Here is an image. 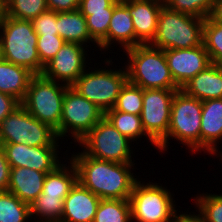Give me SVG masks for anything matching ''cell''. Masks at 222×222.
Wrapping results in <instances>:
<instances>
[{"label":"cell","instance_id":"2","mask_svg":"<svg viewBox=\"0 0 222 222\" xmlns=\"http://www.w3.org/2000/svg\"><path fill=\"white\" fill-rule=\"evenodd\" d=\"M38 35L31 21L2 14L0 19V58L42 74L44 65L37 52Z\"/></svg>","mask_w":222,"mask_h":222},{"label":"cell","instance_id":"40","mask_svg":"<svg viewBox=\"0 0 222 222\" xmlns=\"http://www.w3.org/2000/svg\"><path fill=\"white\" fill-rule=\"evenodd\" d=\"M10 169L4 149L0 145V191H8Z\"/></svg>","mask_w":222,"mask_h":222},{"label":"cell","instance_id":"37","mask_svg":"<svg viewBox=\"0 0 222 222\" xmlns=\"http://www.w3.org/2000/svg\"><path fill=\"white\" fill-rule=\"evenodd\" d=\"M118 0H81L79 10L84 17L113 9Z\"/></svg>","mask_w":222,"mask_h":222},{"label":"cell","instance_id":"11","mask_svg":"<svg viewBox=\"0 0 222 222\" xmlns=\"http://www.w3.org/2000/svg\"><path fill=\"white\" fill-rule=\"evenodd\" d=\"M103 117L100 108L68 86L63 97L60 139L69 132L78 143Z\"/></svg>","mask_w":222,"mask_h":222},{"label":"cell","instance_id":"38","mask_svg":"<svg viewBox=\"0 0 222 222\" xmlns=\"http://www.w3.org/2000/svg\"><path fill=\"white\" fill-rule=\"evenodd\" d=\"M48 10L54 12H69L79 9L81 0H46Z\"/></svg>","mask_w":222,"mask_h":222},{"label":"cell","instance_id":"7","mask_svg":"<svg viewBox=\"0 0 222 222\" xmlns=\"http://www.w3.org/2000/svg\"><path fill=\"white\" fill-rule=\"evenodd\" d=\"M170 190L158 183L135 182L129 201L131 221L137 222H178L175 201ZM174 202V203H173Z\"/></svg>","mask_w":222,"mask_h":222},{"label":"cell","instance_id":"10","mask_svg":"<svg viewBox=\"0 0 222 222\" xmlns=\"http://www.w3.org/2000/svg\"><path fill=\"white\" fill-rule=\"evenodd\" d=\"M130 142L132 143L103 117L77 145L84 148V154L99 160L134 163Z\"/></svg>","mask_w":222,"mask_h":222},{"label":"cell","instance_id":"30","mask_svg":"<svg viewBox=\"0 0 222 222\" xmlns=\"http://www.w3.org/2000/svg\"><path fill=\"white\" fill-rule=\"evenodd\" d=\"M143 107V89L129 81L122 87L114 110L140 115Z\"/></svg>","mask_w":222,"mask_h":222},{"label":"cell","instance_id":"41","mask_svg":"<svg viewBox=\"0 0 222 222\" xmlns=\"http://www.w3.org/2000/svg\"><path fill=\"white\" fill-rule=\"evenodd\" d=\"M209 17L213 21L222 24V0H214L213 8Z\"/></svg>","mask_w":222,"mask_h":222},{"label":"cell","instance_id":"9","mask_svg":"<svg viewBox=\"0 0 222 222\" xmlns=\"http://www.w3.org/2000/svg\"><path fill=\"white\" fill-rule=\"evenodd\" d=\"M56 130L37 120L21 104L0 123V143L59 146Z\"/></svg>","mask_w":222,"mask_h":222},{"label":"cell","instance_id":"4","mask_svg":"<svg viewBox=\"0 0 222 222\" xmlns=\"http://www.w3.org/2000/svg\"><path fill=\"white\" fill-rule=\"evenodd\" d=\"M205 19L162 6L151 46L162 50L189 49L203 44Z\"/></svg>","mask_w":222,"mask_h":222},{"label":"cell","instance_id":"42","mask_svg":"<svg viewBox=\"0 0 222 222\" xmlns=\"http://www.w3.org/2000/svg\"><path fill=\"white\" fill-rule=\"evenodd\" d=\"M178 222H206V221L197 214H194V213L193 214H191V213L181 214V212H180V218H179Z\"/></svg>","mask_w":222,"mask_h":222},{"label":"cell","instance_id":"5","mask_svg":"<svg viewBox=\"0 0 222 222\" xmlns=\"http://www.w3.org/2000/svg\"><path fill=\"white\" fill-rule=\"evenodd\" d=\"M202 101L187 95L182 89L172 99L169 130L167 136L157 145L160 152L167 151L168 140L174 138L187 145L193 152L200 151Z\"/></svg>","mask_w":222,"mask_h":222},{"label":"cell","instance_id":"34","mask_svg":"<svg viewBox=\"0 0 222 222\" xmlns=\"http://www.w3.org/2000/svg\"><path fill=\"white\" fill-rule=\"evenodd\" d=\"M170 9L205 19L210 16L214 0H163Z\"/></svg>","mask_w":222,"mask_h":222},{"label":"cell","instance_id":"17","mask_svg":"<svg viewBox=\"0 0 222 222\" xmlns=\"http://www.w3.org/2000/svg\"><path fill=\"white\" fill-rule=\"evenodd\" d=\"M100 198L77 182L63 201L59 222H93Z\"/></svg>","mask_w":222,"mask_h":222},{"label":"cell","instance_id":"15","mask_svg":"<svg viewBox=\"0 0 222 222\" xmlns=\"http://www.w3.org/2000/svg\"><path fill=\"white\" fill-rule=\"evenodd\" d=\"M164 52L171 76L180 89L212 64L204 44L189 49H168Z\"/></svg>","mask_w":222,"mask_h":222},{"label":"cell","instance_id":"36","mask_svg":"<svg viewBox=\"0 0 222 222\" xmlns=\"http://www.w3.org/2000/svg\"><path fill=\"white\" fill-rule=\"evenodd\" d=\"M31 22L37 35H59L57 12L47 10Z\"/></svg>","mask_w":222,"mask_h":222},{"label":"cell","instance_id":"26","mask_svg":"<svg viewBox=\"0 0 222 222\" xmlns=\"http://www.w3.org/2000/svg\"><path fill=\"white\" fill-rule=\"evenodd\" d=\"M93 222H132L129 199H101Z\"/></svg>","mask_w":222,"mask_h":222},{"label":"cell","instance_id":"31","mask_svg":"<svg viewBox=\"0 0 222 222\" xmlns=\"http://www.w3.org/2000/svg\"><path fill=\"white\" fill-rule=\"evenodd\" d=\"M203 44L209 54L211 63L222 59V24L205 18L203 25Z\"/></svg>","mask_w":222,"mask_h":222},{"label":"cell","instance_id":"20","mask_svg":"<svg viewBox=\"0 0 222 222\" xmlns=\"http://www.w3.org/2000/svg\"><path fill=\"white\" fill-rule=\"evenodd\" d=\"M46 175L26 167L11 168L8 191L30 205L42 193Z\"/></svg>","mask_w":222,"mask_h":222},{"label":"cell","instance_id":"12","mask_svg":"<svg viewBox=\"0 0 222 222\" xmlns=\"http://www.w3.org/2000/svg\"><path fill=\"white\" fill-rule=\"evenodd\" d=\"M177 90L143 89L142 126L157 145L167 136L172 99Z\"/></svg>","mask_w":222,"mask_h":222},{"label":"cell","instance_id":"25","mask_svg":"<svg viewBox=\"0 0 222 222\" xmlns=\"http://www.w3.org/2000/svg\"><path fill=\"white\" fill-rule=\"evenodd\" d=\"M104 117L129 140L136 141L142 136H147L146 139L149 138V142L157 147V144L145 133L140 115L120 112L112 108L104 113Z\"/></svg>","mask_w":222,"mask_h":222},{"label":"cell","instance_id":"6","mask_svg":"<svg viewBox=\"0 0 222 222\" xmlns=\"http://www.w3.org/2000/svg\"><path fill=\"white\" fill-rule=\"evenodd\" d=\"M67 85L36 74L31 77L21 105L37 120L51 126L60 138L63 97Z\"/></svg>","mask_w":222,"mask_h":222},{"label":"cell","instance_id":"1","mask_svg":"<svg viewBox=\"0 0 222 222\" xmlns=\"http://www.w3.org/2000/svg\"><path fill=\"white\" fill-rule=\"evenodd\" d=\"M78 182L100 199H129L137 177L131 173L135 163H117L87 156L82 151L69 157Z\"/></svg>","mask_w":222,"mask_h":222},{"label":"cell","instance_id":"8","mask_svg":"<svg viewBox=\"0 0 222 222\" xmlns=\"http://www.w3.org/2000/svg\"><path fill=\"white\" fill-rule=\"evenodd\" d=\"M105 68V69H104ZM102 67L89 71L86 69L72 87L94 103L103 113L112 109L122 87L128 81L127 69ZM107 68V69H106Z\"/></svg>","mask_w":222,"mask_h":222},{"label":"cell","instance_id":"28","mask_svg":"<svg viewBox=\"0 0 222 222\" xmlns=\"http://www.w3.org/2000/svg\"><path fill=\"white\" fill-rule=\"evenodd\" d=\"M30 205L9 191H0V222H27Z\"/></svg>","mask_w":222,"mask_h":222},{"label":"cell","instance_id":"33","mask_svg":"<svg viewBox=\"0 0 222 222\" xmlns=\"http://www.w3.org/2000/svg\"><path fill=\"white\" fill-rule=\"evenodd\" d=\"M199 216L206 222H222V194H198L194 198Z\"/></svg>","mask_w":222,"mask_h":222},{"label":"cell","instance_id":"44","mask_svg":"<svg viewBox=\"0 0 222 222\" xmlns=\"http://www.w3.org/2000/svg\"><path fill=\"white\" fill-rule=\"evenodd\" d=\"M3 14V0H0V19Z\"/></svg>","mask_w":222,"mask_h":222},{"label":"cell","instance_id":"19","mask_svg":"<svg viewBox=\"0 0 222 222\" xmlns=\"http://www.w3.org/2000/svg\"><path fill=\"white\" fill-rule=\"evenodd\" d=\"M112 43L120 44L122 50L135 47V29L128 0H118L114 5L107 33V50H110L108 48L112 47Z\"/></svg>","mask_w":222,"mask_h":222},{"label":"cell","instance_id":"16","mask_svg":"<svg viewBox=\"0 0 222 222\" xmlns=\"http://www.w3.org/2000/svg\"><path fill=\"white\" fill-rule=\"evenodd\" d=\"M163 0H128V10L135 29V47L150 44L157 32Z\"/></svg>","mask_w":222,"mask_h":222},{"label":"cell","instance_id":"3","mask_svg":"<svg viewBox=\"0 0 222 222\" xmlns=\"http://www.w3.org/2000/svg\"><path fill=\"white\" fill-rule=\"evenodd\" d=\"M127 53L128 81L142 89H180L174 82L165 52L150 44L129 48Z\"/></svg>","mask_w":222,"mask_h":222},{"label":"cell","instance_id":"22","mask_svg":"<svg viewBox=\"0 0 222 222\" xmlns=\"http://www.w3.org/2000/svg\"><path fill=\"white\" fill-rule=\"evenodd\" d=\"M33 75L27 68L0 58V92L16 98L20 103Z\"/></svg>","mask_w":222,"mask_h":222},{"label":"cell","instance_id":"21","mask_svg":"<svg viewBox=\"0 0 222 222\" xmlns=\"http://www.w3.org/2000/svg\"><path fill=\"white\" fill-rule=\"evenodd\" d=\"M187 95L200 101L222 98V73L212 63L181 88Z\"/></svg>","mask_w":222,"mask_h":222},{"label":"cell","instance_id":"23","mask_svg":"<svg viewBox=\"0 0 222 222\" xmlns=\"http://www.w3.org/2000/svg\"><path fill=\"white\" fill-rule=\"evenodd\" d=\"M58 34L69 43H78L83 46L96 43L90 36L86 19L79 9L69 12H58ZM85 44V45H84Z\"/></svg>","mask_w":222,"mask_h":222},{"label":"cell","instance_id":"32","mask_svg":"<svg viewBox=\"0 0 222 222\" xmlns=\"http://www.w3.org/2000/svg\"><path fill=\"white\" fill-rule=\"evenodd\" d=\"M113 9H106V12L92 13L85 17L87 28L91 38L96 42L99 49H107V33Z\"/></svg>","mask_w":222,"mask_h":222},{"label":"cell","instance_id":"35","mask_svg":"<svg viewBox=\"0 0 222 222\" xmlns=\"http://www.w3.org/2000/svg\"><path fill=\"white\" fill-rule=\"evenodd\" d=\"M65 41L59 35H38L37 52L43 65L50 61Z\"/></svg>","mask_w":222,"mask_h":222},{"label":"cell","instance_id":"39","mask_svg":"<svg viewBox=\"0 0 222 222\" xmlns=\"http://www.w3.org/2000/svg\"><path fill=\"white\" fill-rule=\"evenodd\" d=\"M20 104L16 98L0 92V123Z\"/></svg>","mask_w":222,"mask_h":222},{"label":"cell","instance_id":"43","mask_svg":"<svg viewBox=\"0 0 222 222\" xmlns=\"http://www.w3.org/2000/svg\"><path fill=\"white\" fill-rule=\"evenodd\" d=\"M215 65L217 66V68L219 69V71L222 73V59L218 60Z\"/></svg>","mask_w":222,"mask_h":222},{"label":"cell","instance_id":"24","mask_svg":"<svg viewBox=\"0 0 222 222\" xmlns=\"http://www.w3.org/2000/svg\"><path fill=\"white\" fill-rule=\"evenodd\" d=\"M60 164L52 172L47 173L41 194L52 197H66L78 182V174L74 163ZM67 166V167H66Z\"/></svg>","mask_w":222,"mask_h":222},{"label":"cell","instance_id":"29","mask_svg":"<svg viewBox=\"0 0 222 222\" xmlns=\"http://www.w3.org/2000/svg\"><path fill=\"white\" fill-rule=\"evenodd\" d=\"M47 10L46 0H3V14L14 19L32 21Z\"/></svg>","mask_w":222,"mask_h":222},{"label":"cell","instance_id":"18","mask_svg":"<svg viewBox=\"0 0 222 222\" xmlns=\"http://www.w3.org/2000/svg\"><path fill=\"white\" fill-rule=\"evenodd\" d=\"M222 139V98L202 101L200 153L217 155ZM218 148V149H217ZM205 149V150H204Z\"/></svg>","mask_w":222,"mask_h":222},{"label":"cell","instance_id":"27","mask_svg":"<svg viewBox=\"0 0 222 222\" xmlns=\"http://www.w3.org/2000/svg\"><path fill=\"white\" fill-rule=\"evenodd\" d=\"M65 198L40 194L30 204L31 219L33 218L32 216H36L37 222H59L62 217Z\"/></svg>","mask_w":222,"mask_h":222},{"label":"cell","instance_id":"14","mask_svg":"<svg viewBox=\"0 0 222 222\" xmlns=\"http://www.w3.org/2000/svg\"><path fill=\"white\" fill-rule=\"evenodd\" d=\"M10 168L26 167L44 173L52 172L61 164L59 146H28L23 143H0Z\"/></svg>","mask_w":222,"mask_h":222},{"label":"cell","instance_id":"13","mask_svg":"<svg viewBox=\"0 0 222 222\" xmlns=\"http://www.w3.org/2000/svg\"><path fill=\"white\" fill-rule=\"evenodd\" d=\"M87 47L65 42L56 55L44 65L42 75L56 82L72 86L88 67Z\"/></svg>","mask_w":222,"mask_h":222},{"label":"cell","instance_id":"45","mask_svg":"<svg viewBox=\"0 0 222 222\" xmlns=\"http://www.w3.org/2000/svg\"><path fill=\"white\" fill-rule=\"evenodd\" d=\"M219 153H220V154H218V155H220V156H221L220 158H221V160H222V152H220V151H219Z\"/></svg>","mask_w":222,"mask_h":222}]
</instances>
